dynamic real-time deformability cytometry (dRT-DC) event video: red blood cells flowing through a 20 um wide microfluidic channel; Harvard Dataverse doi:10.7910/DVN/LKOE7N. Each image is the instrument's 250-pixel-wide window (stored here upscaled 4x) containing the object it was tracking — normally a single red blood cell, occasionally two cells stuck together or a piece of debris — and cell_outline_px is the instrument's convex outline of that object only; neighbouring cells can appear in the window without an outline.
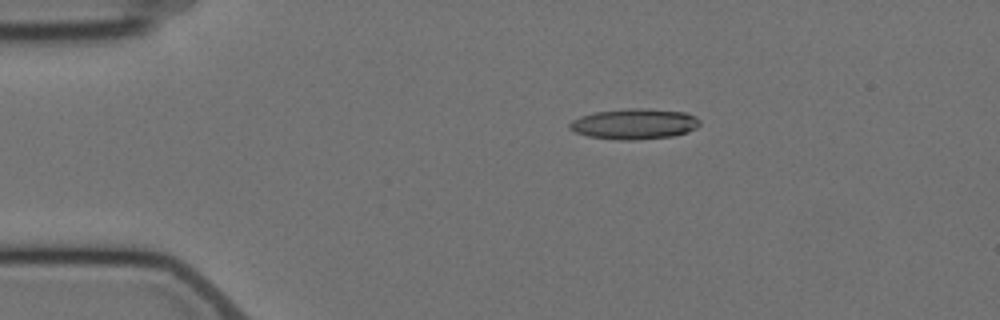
{"species": "Egyptian fruit bat (a non-hibernating species)", "species_latin": "Rousettus aegyptiacus", "temperature_condition": "cold", "stored_images_in_passage": 7, "camera_frame_rate_fps": 3000, "um_per_image_px": 0.085, "animal": {"sex": "female"}, "frame": {"image": 1, "passage_image": 4, "time_ms": 3.333, "image_size_px": [1000, 320], "cell_outline_px": [[700, 124], [696, 128], [688, 132], [672, 136], [632, 140], [620, 140], [588, 136], [576, 132], [568, 128], [568, 124], [572, 120], [580, 116], [592, 112], [628, 108], [644, 108], [684, 112], [696, 116], [700, 120]], "centroid_in_image_um": [53.91, 10.52], "position_along_channel_um": 31.1, "area_um2": 23.29}}
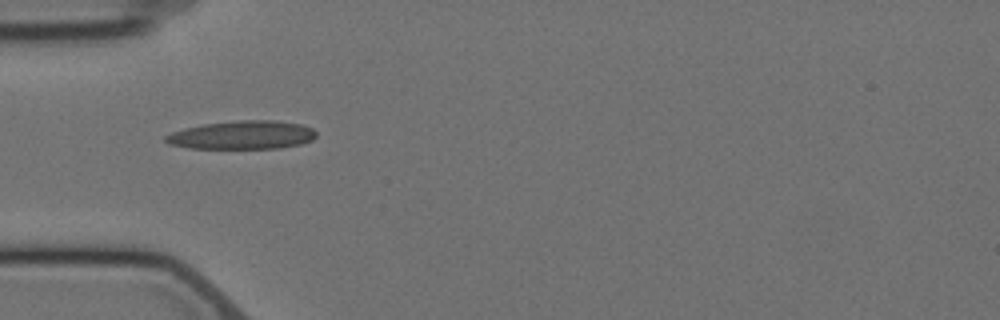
{"frame": {"image": 2, "passage_image": 6, "time_ms": 5.667, "image_size_px": [1000, 320], "cell_outline_px": [[316, 136], [312, 140], [300, 144], [280, 148], [188, 148], [168, 144], [164, 140], [164, 136], [172, 132], [184, 128], [204, 124], [236, 120], [276, 120], [304, 124], [312, 128], [316, 132]], "centroid_in_image_um": [20.6, 11.47], "position_along_channel_um": 64.4, "area_um2": 25.14}}
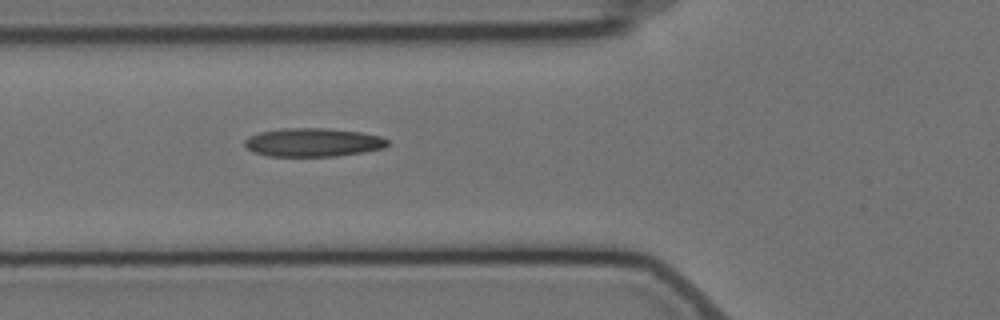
{"frame": {"image": 3, "passage_image": 7, "time_ms": 6.667, "image_size_px": [1000, 320], "cell_outline_px": [[388, 144], [384, 148], [364, 152], [336, 156], [268, 156], [252, 152], [244, 144], [244, 140], [248, 136], [260, 132], [284, 128], [324, 128], [360, 132], [380, 136], [388, 140]], "centroid_in_image_um": [26.59, 12.1], "position_along_channel_um": 99.2, "area_um2": 23.76}}